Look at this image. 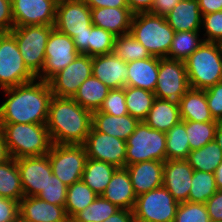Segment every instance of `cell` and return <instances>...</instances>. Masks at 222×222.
I'll return each instance as SVG.
<instances>
[{
  "label": "cell",
  "instance_id": "cell-15",
  "mask_svg": "<svg viewBox=\"0 0 222 222\" xmlns=\"http://www.w3.org/2000/svg\"><path fill=\"white\" fill-rule=\"evenodd\" d=\"M58 0H11L14 27L54 26Z\"/></svg>",
  "mask_w": 222,
  "mask_h": 222
},
{
  "label": "cell",
  "instance_id": "cell-40",
  "mask_svg": "<svg viewBox=\"0 0 222 222\" xmlns=\"http://www.w3.org/2000/svg\"><path fill=\"white\" fill-rule=\"evenodd\" d=\"M217 125L218 121H186V133L190 150L199 149L210 141H213L215 139Z\"/></svg>",
  "mask_w": 222,
  "mask_h": 222
},
{
  "label": "cell",
  "instance_id": "cell-3",
  "mask_svg": "<svg viewBox=\"0 0 222 222\" xmlns=\"http://www.w3.org/2000/svg\"><path fill=\"white\" fill-rule=\"evenodd\" d=\"M5 142L12 158L47 155L52 141L46 124H0Z\"/></svg>",
  "mask_w": 222,
  "mask_h": 222
},
{
  "label": "cell",
  "instance_id": "cell-51",
  "mask_svg": "<svg viewBox=\"0 0 222 222\" xmlns=\"http://www.w3.org/2000/svg\"><path fill=\"white\" fill-rule=\"evenodd\" d=\"M91 8H129L126 0H84Z\"/></svg>",
  "mask_w": 222,
  "mask_h": 222
},
{
  "label": "cell",
  "instance_id": "cell-49",
  "mask_svg": "<svg viewBox=\"0 0 222 222\" xmlns=\"http://www.w3.org/2000/svg\"><path fill=\"white\" fill-rule=\"evenodd\" d=\"M14 27L11 0H0V31L10 32Z\"/></svg>",
  "mask_w": 222,
  "mask_h": 222
},
{
  "label": "cell",
  "instance_id": "cell-1",
  "mask_svg": "<svg viewBox=\"0 0 222 222\" xmlns=\"http://www.w3.org/2000/svg\"><path fill=\"white\" fill-rule=\"evenodd\" d=\"M5 92V93H4ZM7 97L0 105V124H46L52 92L48 81L31 82L3 89Z\"/></svg>",
  "mask_w": 222,
  "mask_h": 222
},
{
  "label": "cell",
  "instance_id": "cell-42",
  "mask_svg": "<svg viewBox=\"0 0 222 222\" xmlns=\"http://www.w3.org/2000/svg\"><path fill=\"white\" fill-rule=\"evenodd\" d=\"M173 222H211L203 203L181 202L178 204Z\"/></svg>",
  "mask_w": 222,
  "mask_h": 222
},
{
  "label": "cell",
  "instance_id": "cell-16",
  "mask_svg": "<svg viewBox=\"0 0 222 222\" xmlns=\"http://www.w3.org/2000/svg\"><path fill=\"white\" fill-rule=\"evenodd\" d=\"M91 8L84 1H58L54 28L73 38L91 27Z\"/></svg>",
  "mask_w": 222,
  "mask_h": 222
},
{
  "label": "cell",
  "instance_id": "cell-47",
  "mask_svg": "<svg viewBox=\"0 0 222 222\" xmlns=\"http://www.w3.org/2000/svg\"><path fill=\"white\" fill-rule=\"evenodd\" d=\"M19 215V202L0 197V222H15Z\"/></svg>",
  "mask_w": 222,
  "mask_h": 222
},
{
  "label": "cell",
  "instance_id": "cell-2",
  "mask_svg": "<svg viewBox=\"0 0 222 222\" xmlns=\"http://www.w3.org/2000/svg\"><path fill=\"white\" fill-rule=\"evenodd\" d=\"M91 123L92 112L73 98L52 96L46 127L53 144L83 145Z\"/></svg>",
  "mask_w": 222,
  "mask_h": 222
},
{
  "label": "cell",
  "instance_id": "cell-27",
  "mask_svg": "<svg viewBox=\"0 0 222 222\" xmlns=\"http://www.w3.org/2000/svg\"><path fill=\"white\" fill-rule=\"evenodd\" d=\"M180 121L179 103L158 98L154 99L152 108L144 120L150 128L165 133Z\"/></svg>",
  "mask_w": 222,
  "mask_h": 222
},
{
  "label": "cell",
  "instance_id": "cell-22",
  "mask_svg": "<svg viewBox=\"0 0 222 222\" xmlns=\"http://www.w3.org/2000/svg\"><path fill=\"white\" fill-rule=\"evenodd\" d=\"M133 15L129 8L91 9L92 24L111 32L116 37L130 33Z\"/></svg>",
  "mask_w": 222,
  "mask_h": 222
},
{
  "label": "cell",
  "instance_id": "cell-33",
  "mask_svg": "<svg viewBox=\"0 0 222 222\" xmlns=\"http://www.w3.org/2000/svg\"><path fill=\"white\" fill-rule=\"evenodd\" d=\"M155 94L151 91L125 86V102L128 114L139 122L144 121L152 108Z\"/></svg>",
  "mask_w": 222,
  "mask_h": 222
},
{
  "label": "cell",
  "instance_id": "cell-31",
  "mask_svg": "<svg viewBox=\"0 0 222 222\" xmlns=\"http://www.w3.org/2000/svg\"><path fill=\"white\" fill-rule=\"evenodd\" d=\"M186 160L194 170L215 173L222 163V149L213 140L204 147L190 151Z\"/></svg>",
  "mask_w": 222,
  "mask_h": 222
},
{
  "label": "cell",
  "instance_id": "cell-24",
  "mask_svg": "<svg viewBox=\"0 0 222 222\" xmlns=\"http://www.w3.org/2000/svg\"><path fill=\"white\" fill-rule=\"evenodd\" d=\"M138 123L139 121L129 114L114 116L98 110L92 112L91 126L95 131L106 133L124 141L135 131Z\"/></svg>",
  "mask_w": 222,
  "mask_h": 222
},
{
  "label": "cell",
  "instance_id": "cell-4",
  "mask_svg": "<svg viewBox=\"0 0 222 222\" xmlns=\"http://www.w3.org/2000/svg\"><path fill=\"white\" fill-rule=\"evenodd\" d=\"M130 33L151 56L168 58L175 31L164 16L150 12L136 13L132 18Z\"/></svg>",
  "mask_w": 222,
  "mask_h": 222
},
{
  "label": "cell",
  "instance_id": "cell-5",
  "mask_svg": "<svg viewBox=\"0 0 222 222\" xmlns=\"http://www.w3.org/2000/svg\"><path fill=\"white\" fill-rule=\"evenodd\" d=\"M184 63L190 88L205 90L222 82V56L217 43L203 42Z\"/></svg>",
  "mask_w": 222,
  "mask_h": 222
},
{
  "label": "cell",
  "instance_id": "cell-36",
  "mask_svg": "<svg viewBox=\"0 0 222 222\" xmlns=\"http://www.w3.org/2000/svg\"><path fill=\"white\" fill-rule=\"evenodd\" d=\"M190 151L186 121L181 120L166 132L167 160L187 159Z\"/></svg>",
  "mask_w": 222,
  "mask_h": 222
},
{
  "label": "cell",
  "instance_id": "cell-20",
  "mask_svg": "<svg viewBox=\"0 0 222 222\" xmlns=\"http://www.w3.org/2000/svg\"><path fill=\"white\" fill-rule=\"evenodd\" d=\"M164 162L148 160L125 166L136 196L163 186Z\"/></svg>",
  "mask_w": 222,
  "mask_h": 222
},
{
  "label": "cell",
  "instance_id": "cell-12",
  "mask_svg": "<svg viewBox=\"0 0 222 222\" xmlns=\"http://www.w3.org/2000/svg\"><path fill=\"white\" fill-rule=\"evenodd\" d=\"M77 51L73 39L57 31H51L45 48V63L37 79L48 81L75 60Z\"/></svg>",
  "mask_w": 222,
  "mask_h": 222
},
{
  "label": "cell",
  "instance_id": "cell-21",
  "mask_svg": "<svg viewBox=\"0 0 222 222\" xmlns=\"http://www.w3.org/2000/svg\"><path fill=\"white\" fill-rule=\"evenodd\" d=\"M19 215L33 222H70L65 207L50 204L38 196H24L19 201Z\"/></svg>",
  "mask_w": 222,
  "mask_h": 222
},
{
  "label": "cell",
  "instance_id": "cell-17",
  "mask_svg": "<svg viewBox=\"0 0 222 222\" xmlns=\"http://www.w3.org/2000/svg\"><path fill=\"white\" fill-rule=\"evenodd\" d=\"M24 196H37L52 175L48 155L24 157L16 160Z\"/></svg>",
  "mask_w": 222,
  "mask_h": 222
},
{
  "label": "cell",
  "instance_id": "cell-55",
  "mask_svg": "<svg viewBox=\"0 0 222 222\" xmlns=\"http://www.w3.org/2000/svg\"><path fill=\"white\" fill-rule=\"evenodd\" d=\"M104 222H135L133 210L120 209Z\"/></svg>",
  "mask_w": 222,
  "mask_h": 222
},
{
  "label": "cell",
  "instance_id": "cell-14",
  "mask_svg": "<svg viewBox=\"0 0 222 222\" xmlns=\"http://www.w3.org/2000/svg\"><path fill=\"white\" fill-rule=\"evenodd\" d=\"M85 146L87 158L104 161L116 166H126V141L95 131L92 127L87 135Z\"/></svg>",
  "mask_w": 222,
  "mask_h": 222
},
{
  "label": "cell",
  "instance_id": "cell-61",
  "mask_svg": "<svg viewBox=\"0 0 222 222\" xmlns=\"http://www.w3.org/2000/svg\"><path fill=\"white\" fill-rule=\"evenodd\" d=\"M5 34H6L5 32L0 31V40H1V38H2Z\"/></svg>",
  "mask_w": 222,
  "mask_h": 222
},
{
  "label": "cell",
  "instance_id": "cell-53",
  "mask_svg": "<svg viewBox=\"0 0 222 222\" xmlns=\"http://www.w3.org/2000/svg\"><path fill=\"white\" fill-rule=\"evenodd\" d=\"M129 9L134 13L150 12L154 0H126Z\"/></svg>",
  "mask_w": 222,
  "mask_h": 222
},
{
  "label": "cell",
  "instance_id": "cell-25",
  "mask_svg": "<svg viewBox=\"0 0 222 222\" xmlns=\"http://www.w3.org/2000/svg\"><path fill=\"white\" fill-rule=\"evenodd\" d=\"M175 31H201L202 14L198 0H180L165 17Z\"/></svg>",
  "mask_w": 222,
  "mask_h": 222
},
{
  "label": "cell",
  "instance_id": "cell-10",
  "mask_svg": "<svg viewBox=\"0 0 222 222\" xmlns=\"http://www.w3.org/2000/svg\"><path fill=\"white\" fill-rule=\"evenodd\" d=\"M178 202L161 186L136 197L135 222H173Z\"/></svg>",
  "mask_w": 222,
  "mask_h": 222
},
{
  "label": "cell",
  "instance_id": "cell-7",
  "mask_svg": "<svg viewBox=\"0 0 222 222\" xmlns=\"http://www.w3.org/2000/svg\"><path fill=\"white\" fill-rule=\"evenodd\" d=\"M54 26L32 25L13 27L10 33L15 37L20 54L28 69L37 76L45 63V48Z\"/></svg>",
  "mask_w": 222,
  "mask_h": 222
},
{
  "label": "cell",
  "instance_id": "cell-8",
  "mask_svg": "<svg viewBox=\"0 0 222 222\" xmlns=\"http://www.w3.org/2000/svg\"><path fill=\"white\" fill-rule=\"evenodd\" d=\"M52 174L67 186L82 180L87 154L84 145L52 144L47 153Z\"/></svg>",
  "mask_w": 222,
  "mask_h": 222
},
{
  "label": "cell",
  "instance_id": "cell-57",
  "mask_svg": "<svg viewBox=\"0 0 222 222\" xmlns=\"http://www.w3.org/2000/svg\"><path fill=\"white\" fill-rule=\"evenodd\" d=\"M214 174L217 189L222 190V163L216 168Z\"/></svg>",
  "mask_w": 222,
  "mask_h": 222
},
{
  "label": "cell",
  "instance_id": "cell-18",
  "mask_svg": "<svg viewBox=\"0 0 222 222\" xmlns=\"http://www.w3.org/2000/svg\"><path fill=\"white\" fill-rule=\"evenodd\" d=\"M194 169L186 159L165 160L163 186L178 202H187Z\"/></svg>",
  "mask_w": 222,
  "mask_h": 222
},
{
  "label": "cell",
  "instance_id": "cell-41",
  "mask_svg": "<svg viewBox=\"0 0 222 222\" xmlns=\"http://www.w3.org/2000/svg\"><path fill=\"white\" fill-rule=\"evenodd\" d=\"M116 36L103 28L91 26L89 32V56L95 57L110 54L113 51Z\"/></svg>",
  "mask_w": 222,
  "mask_h": 222
},
{
  "label": "cell",
  "instance_id": "cell-52",
  "mask_svg": "<svg viewBox=\"0 0 222 222\" xmlns=\"http://www.w3.org/2000/svg\"><path fill=\"white\" fill-rule=\"evenodd\" d=\"M89 32H91V27H88L86 32L76 34L72 38L77 51L81 54H86L88 56H89Z\"/></svg>",
  "mask_w": 222,
  "mask_h": 222
},
{
  "label": "cell",
  "instance_id": "cell-9",
  "mask_svg": "<svg viewBox=\"0 0 222 222\" xmlns=\"http://www.w3.org/2000/svg\"><path fill=\"white\" fill-rule=\"evenodd\" d=\"M37 77L25 65L15 37L6 33L0 40V90L31 82Z\"/></svg>",
  "mask_w": 222,
  "mask_h": 222
},
{
  "label": "cell",
  "instance_id": "cell-29",
  "mask_svg": "<svg viewBox=\"0 0 222 222\" xmlns=\"http://www.w3.org/2000/svg\"><path fill=\"white\" fill-rule=\"evenodd\" d=\"M117 169L107 162L87 158L82 181L96 194L102 195Z\"/></svg>",
  "mask_w": 222,
  "mask_h": 222
},
{
  "label": "cell",
  "instance_id": "cell-32",
  "mask_svg": "<svg viewBox=\"0 0 222 222\" xmlns=\"http://www.w3.org/2000/svg\"><path fill=\"white\" fill-rule=\"evenodd\" d=\"M0 197L20 201L24 197L16 159L0 164Z\"/></svg>",
  "mask_w": 222,
  "mask_h": 222
},
{
  "label": "cell",
  "instance_id": "cell-58",
  "mask_svg": "<svg viewBox=\"0 0 222 222\" xmlns=\"http://www.w3.org/2000/svg\"><path fill=\"white\" fill-rule=\"evenodd\" d=\"M214 140L217 142L219 147L222 149V120L218 121Z\"/></svg>",
  "mask_w": 222,
  "mask_h": 222
},
{
  "label": "cell",
  "instance_id": "cell-11",
  "mask_svg": "<svg viewBox=\"0 0 222 222\" xmlns=\"http://www.w3.org/2000/svg\"><path fill=\"white\" fill-rule=\"evenodd\" d=\"M190 89L188 74L183 61L159 58L155 98L179 101Z\"/></svg>",
  "mask_w": 222,
  "mask_h": 222
},
{
  "label": "cell",
  "instance_id": "cell-35",
  "mask_svg": "<svg viewBox=\"0 0 222 222\" xmlns=\"http://www.w3.org/2000/svg\"><path fill=\"white\" fill-rule=\"evenodd\" d=\"M200 32L203 31L175 32L168 52V59L184 62L204 42Z\"/></svg>",
  "mask_w": 222,
  "mask_h": 222
},
{
  "label": "cell",
  "instance_id": "cell-46",
  "mask_svg": "<svg viewBox=\"0 0 222 222\" xmlns=\"http://www.w3.org/2000/svg\"><path fill=\"white\" fill-rule=\"evenodd\" d=\"M210 113L214 120H222V82L205 89Z\"/></svg>",
  "mask_w": 222,
  "mask_h": 222
},
{
  "label": "cell",
  "instance_id": "cell-39",
  "mask_svg": "<svg viewBox=\"0 0 222 222\" xmlns=\"http://www.w3.org/2000/svg\"><path fill=\"white\" fill-rule=\"evenodd\" d=\"M120 209L99 195L88 207L78 212L70 222H104Z\"/></svg>",
  "mask_w": 222,
  "mask_h": 222
},
{
  "label": "cell",
  "instance_id": "cell-54",
  "mask_svg": "<svg viewBox=\"0 0 222 222\" xmlns=\"http://www.w3.org/2000/svg\"><path fill=\"white\" fill-rule=\"evenodd\" d=\"M202 15L222 11V0H198Z\"/></svg>",
  "mask_w": 222,
  "mask_h": 222
},
{
  "label": "cell",
  "instance_id": "cell-45",
  "mask_svg": "<svg viewBox=\"0 0 222 222\" xmlns=\"http://www.w3.org/2000/svg\"><path fill=\"white\" fill-rule=\"evenodd\" d=\"M204 42L218 43L222 40V11L202 15ZM206 36V37H205Z\"/></svg>",
  "mask_w": 222,
  "mask_h": 222
},
{
  "label": "cell",
  "instance_id": "cell-44",
  "mask_svg": "<svg viewBox=\"0 0 222 222\" xmlns=\"http://www.w3.org/2000/svg\"><path fill=\"white\" fill-rule=\"evenodd\" d=\"M98 111L114 116L128 114L125 102V87L111 89Z\"/></svg>",
  "mask_w": 222,
  "mask_h": 222
},
{
  "label": "cell",
  "instance_id": "cell-19",
  "mask_svg": "<svg viewBox=\"0 0 222 222\" xmlns=\"http://www.w3.org/2000/svg\"><path fill=\"white\" fill-rule=\"evenodd\" d=\"M92 75L110 89L126 86L127 62L113 53L92 57Z\"/></svg>",
  "mask_w": 222,
  "mask_h": 222
},
{
  "label": "cell",
  "instance_id": "cell-30",
  "mask_svg": "<svg viewBox=\"0 0 222 222\" xmlns=\"http://www.w3.org/2000/svg\"><path fill=\"white\" fill-rule=\"evenodd\" d=\"M111 89L91 75L78 88L73 99L91 112L99 110Z\"/></svg>",
  "mask_w": 222,
  "mask_h": 222
},
{
  "label": "cell",
  "instance_id": "cell-56",
  "mask_svg": "<svg viewBox=\"0 0 222 222\" xmlns=\"http://www.w3.org/2000/svg\"><path fill=\"white\" fill-rule=\"evenodd\" d=\"M11 155L9 153L7 144L5 142V138L3 132L0 128V164H3L11 159Z\"/></svg>",
  "mask_w": 222,
  "mask_h": 222
},
{
  "label": "cell",
  "instance_id": "cell-38",
  "mask_svg": "<svg viewBox=\"0 0 222 222\" xmlns=\"http://www.w3.org/2000/svg\"><path fill=\"white\" fill-rule=\"evenodd\" d=\"M112 53L127 63L151 57L147 49L131 33L115 38Z\"/></svg>",
  "mask_w": 222,
  "mask_h": 222
},
{
  "label": "cell",
  "instance_id": "cell-23",
  "mask_svg": "<svg viewBox=\"0 0 222 222\" xmlns=\"http://www.w3.org/2000/svg\"><path fill=\"white\" fill-rule=\"evenodd\" d=\"M119 209L133 210L136 203L132 183L125 168H118L101 195Z\"/></svg>",
  "mask_w": 222,
  "mask_h": 222
},
{
  "label": "cell",
  "instance_id": "cell-13",
  "mask_svg": "<svg viewBox=\"0 0 222 222\" xmlns=\"http://www.w3.org/2000/svg\"><path fill=\"white\" fill-rule=\"evenodd\" d=\"M92 75V57L79 53L73 62L48 80L53 96L73 98L80 85Z\"/></svg>",
  "mask_w": 222,
  "mask_h": 222
},
{
  "label": "cell",
  "instance_id": "cell-34",
  "mask_svg": "<svg viewBox=\"0 0 222 222\" xmlns=\"http://www.w3.org/2000/svg\"><path fill=\"white\" fill-rule=\"evenodd\" d=\"M99 195L82 180L67 186L65 211L71 220L78 212L88 207Z\"/></svg>",
  "mask_w": 222,
  "mask_h": 222
},
{
  "label": "cell",
  "instance_id": "cell-43",
  "mask_svg": "<svg viewBox=\"0 0 222 222\" xmlns=\"http://www.w3.org/2000/svg\"><path fill=\"white\" fill-rule=\"evenodd\" d=\"M67 185L53 174L49 176L45 188L37 195L40 199L55 205L65 206Z\"/></svg>",
  "mask_w": 222,
  "mask_h": 222
},
{
  "label": "cell",
  "instance_id": "cell-48",
  "mask_svg": "<svg viewBox=\"0 0 222 222\" xmlns=\"http://www.w3.org/2000/svg\"><path fill=\"white\" fill-rule=\"evenodd\" d=\"M211 222H222V190H217L205 203Z\"/></svg>",
  "mask_w": 222,
  "mask_h": 222
},
{
  "label": "cell",
  "instance_id": "cell-50",
  "mask_svg": "<svg viewBox=\"0 0 222 222\" xmlns=\"http://www.w3.org/2000/svg\"><path fill=\"white\" fill-rule=\"evenodd\" d=\"M180 0H154L150 13L166 17Z\"/></svg>",
  "mask_w": 222,
  "mask_h": 222
},
{
  "label": "cell",
  "instance_id": "cell-28",
  "mask_svg": "<svg viewBox=\"0 0 222 222\" xmlns=\"http://www.w3.org/2000/svg\"><path fill=\"white\" fill-rule=\"evenodd\" d=\"M178 103L181 120L195 122L216 121L210 113L205 90L190 88Z\"/></svg>",
  "mask_w": 222,
  "mask_h": 222
},
{
  "label": "cell",
  "instance_id": "cell-26",
  "mask_svg": "<svg viewBox=\"0 0 222 222\" xmlns=\"http://www.w3.org/2000/svg\"><path fill=\"white\" fill-rule=\"evenodd\" d=\"M159 71V57L135 60L127 63L126 86L142 88L154 93Z\"/></svg>",
  "mask_w": 222,
  "mask_h": 222
},
{
  "label": "cell",
  "instance_id": "cell-37",
  "mask_svg": "<svg viewBox=\"0 0 222 222\" xmlns=\"http://www.w3.org/2000/svg\"><path fill=\"white\" fill-rule=\"evenodd\" d=\"M217 190L214 173L194 170L188 202L205 204Z\"/></svg>",
  "mask_w": 222,
  "mask_h": 222
},
{
  "label": "cell",
  "instance_id": "cell-59",
  "mask_svg": "<svg viewBox=\"0 0 222 222\" xmlns=\"http://www.w3.org/2000/svg\"><path fill=\"white\" fill-rule=\"evenodd\" d=\"M15 222H33V221H29V220L25 219L24 217L18 215Z\"/></svg>",
  "mask_w": 222,
  "mask_h": 222
},
{
  "label": "cell",
  "instance_id": "cell-6",
  "mask_svg": "<svg viewBox=\"0 0 222 222\" xmlns=\"http://www.w3.org/2000/svg\"><path fill=\"white\" fill-rule=\"evenodd\" d=\"M126 166L148 160H167L166 133L140 121L126 140Z\"/></svg>",
  "mask_w": 222,
  "mask_h": 222
},
{
  "label": "cell",
  "instance_id": "cell-62",
  "mask_svg": "<svg viewBox=\"0 0 222 222\" xmlns=\"http://www.w3.org/2000/svg\"><path fill=\"white\" fill-rule=\"evenodd\" d=\"M58 1H84V0H58Z\"/></svg>",
  "mask_w": 222,
  "mask_h": 222
},
{
  "label": "cell",
  "instance_id": "cell-60",
  "mask_svg": "<svg viewBox=\"0 0 222 222\" xmlns=\"http://www.w3.org/2000/svg\"><path fill=\"white\" fill-rule=\"evenodd\" d=\"M217 44H218V46L220 48V52H221V56H222V40L219 41Z\"/></svg>",
  "mask_w": 222,
  "mask_h": 222
}]
</instances>
